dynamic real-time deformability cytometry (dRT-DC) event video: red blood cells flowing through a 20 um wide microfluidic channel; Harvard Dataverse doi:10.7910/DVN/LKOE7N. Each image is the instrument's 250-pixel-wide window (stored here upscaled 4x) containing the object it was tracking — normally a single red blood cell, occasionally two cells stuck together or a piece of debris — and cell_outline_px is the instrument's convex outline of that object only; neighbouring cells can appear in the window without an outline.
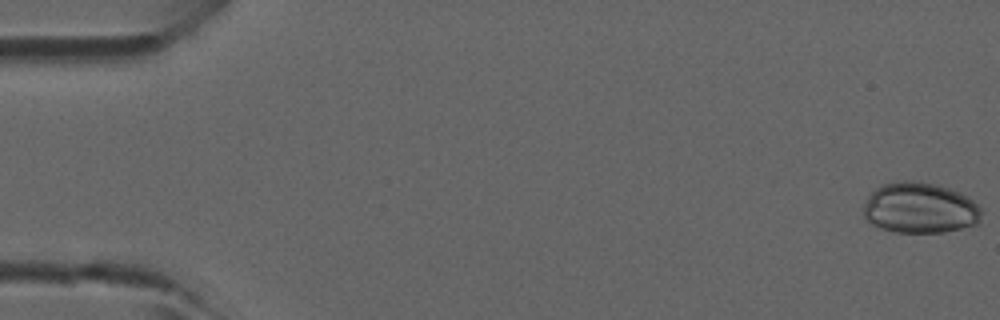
{"species": "common noctule bat (a hibernating species)", "species_latin": "Nyctalus noctula", "temperature_condition": "room temperature", "stored_images_in_passage": 43, "camera_frame_rate_fps": 3000, "um_per_image_px": 0.085, "animal": {"sex": "male", "forearm_length_mm": 52.5}, "frame": {"image": 1, "passage_image": 1, "time_ms": 0.0, "image_size_px": [1000, 320], "cell_outline_px": [[984, 212], [980, 220], [976, 224], [944, 232], [896, 232], [880, 228], [872, 224], [864, 216], [864, 204], [868, 196], [876, 188], [884, 184], [900, 180], [912, 180], [936, 184], [960, 192], [968, 196]], "centroid_in_image_um": [78.2, 17.67], "position_along_channel_um": 6.8, "area_um2": 34.97}}
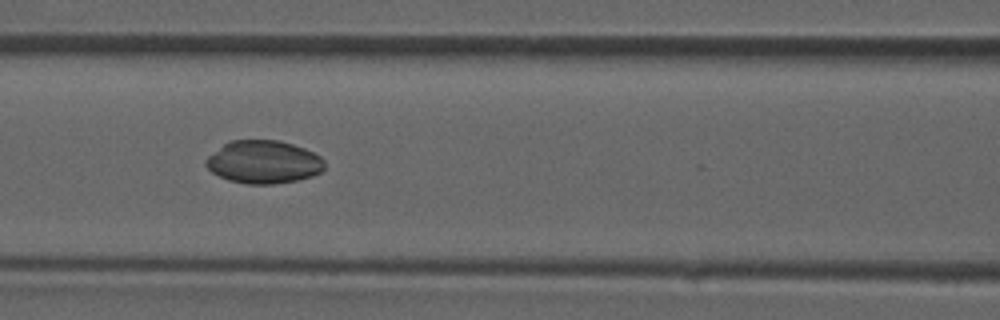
{"frame": {"image": 2, "passage_image": 20, "time_ms": 6.333, "image_size_px": [1000, 320], "cell_outline_px": [[324, 168], [320, 172], [312, 176], [296, 180], [272, 184], [248, 184], [228, 180], [212, 172], [204, 164], [204, 160], [208, 156], [224, 144], [232, 140], [280, 140], [304, 148], [320, 156], [324, 160]], "centroid_in_image_um": [22.39, 13.77], "position_along_channel_um": 144.2, "area_um2": 29.59}}
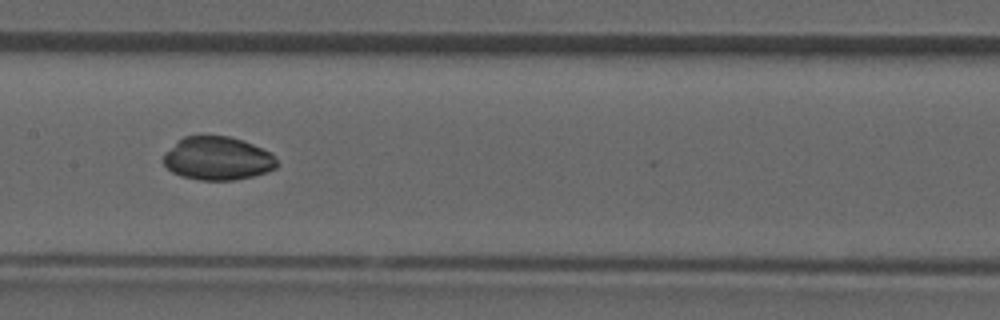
{"frame": {"image": 3, "passage_image": 23, "time_ms": 7.333, "image_size_px": [1000, 320], "cell_outline_px": [[280, 164], [276, 168], [268, 172], [252, 176], [232, 180], [200, 180], [180, 176], [172, 172], [164, 164], [164, 152], [184, 136], [228, 136], [244, 140], [272, 152]], "centroid_in_image_um": [18.54, 13.47], "position_along_channel_um": 188.9, "area_um2": 28.9}}